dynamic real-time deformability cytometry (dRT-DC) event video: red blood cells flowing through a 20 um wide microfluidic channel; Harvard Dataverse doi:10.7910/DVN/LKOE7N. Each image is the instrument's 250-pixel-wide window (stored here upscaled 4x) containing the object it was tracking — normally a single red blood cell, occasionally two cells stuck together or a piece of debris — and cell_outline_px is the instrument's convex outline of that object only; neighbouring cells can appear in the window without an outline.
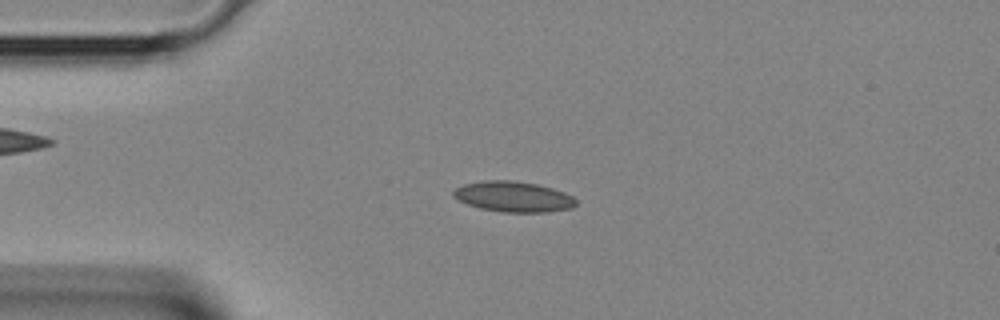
{"species": "Egyptian fruit bat (a non-hibernating species)", "species_latin": "Rousettus aegyptiacus", "temperature_condition": "room temperature", "stored_images_in_passage": 35, "camera_frame_rate_fps": 3000, "um_per_image_px": 0.085, "animal": {"sex": "female"}, "frame": {"image": 1, "passage_image": 9, "time_ms": 2.667, "image_size_px": [1000, 320], "cell_outline_px": [[576, 204], [572, 208], [548, 212], [504, 212], [480, 208], [456, 200], [452, 196], [452, 192], [456, 188], [464, 184], [484, 180], [512, 180], [536, 184], [552, 188], [564, 192], [572, 196], [576, 200]], "centroid_in_image_um": [43.62, 16.71], "position_along_channel_um": 41.4, "area_um2": 21.85}}
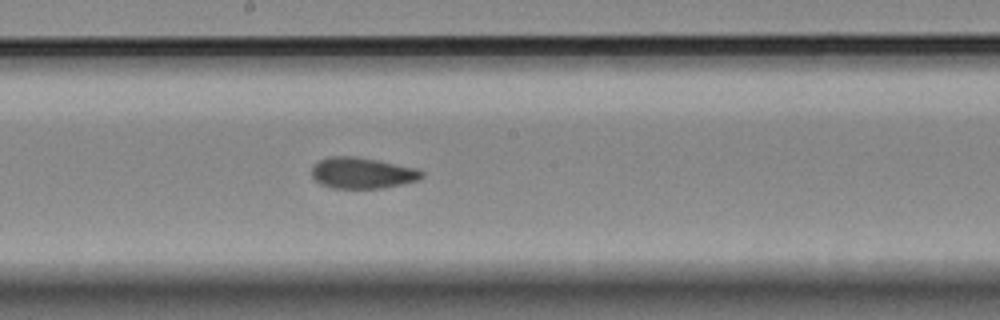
{"frame": {"image": 2, "passage_image": 21, "time_ms": 6.667, "image_size_px": [1000, 320], "cell_outline_px": [[424, 176], [420, 180], [384, 188], [332, 188], [320, 184], [312, 176], [312, 168], [320, 160], [328, 156], [356, 156], [416, 168], [424, 172]], "centroid_in_image_um": [30.81, 14.71], "position_along_channel_um": 217.4, "area_um2": 19.94}}
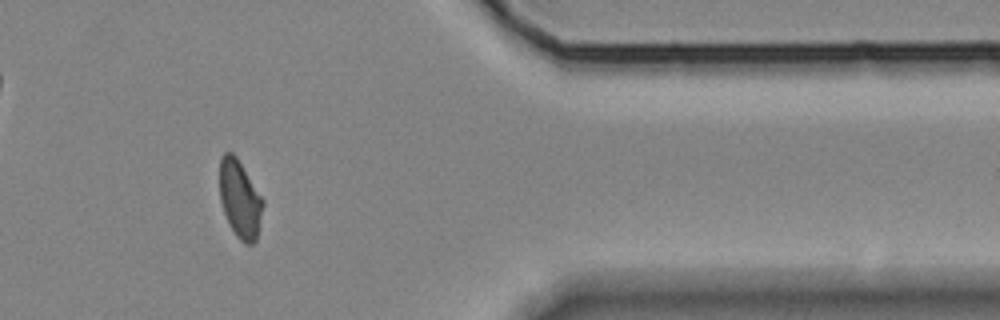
{"frame": {"image": 3, "passage_image": 33, "time_ms": 10.667, "image_size_px": [1000, 320], "cell_outline_px": [[264, 204], [256, 240], [252, 244], [244, 244], [236, 236], [224, 212], [220, 200], [220, 156], [224, 152], [232, 152], [236, 156], [264, 200]], "centroid_in_image_um": [20.39, 16.91], "position_along_channel_um": 391.0, "area_um2": 19.48}}